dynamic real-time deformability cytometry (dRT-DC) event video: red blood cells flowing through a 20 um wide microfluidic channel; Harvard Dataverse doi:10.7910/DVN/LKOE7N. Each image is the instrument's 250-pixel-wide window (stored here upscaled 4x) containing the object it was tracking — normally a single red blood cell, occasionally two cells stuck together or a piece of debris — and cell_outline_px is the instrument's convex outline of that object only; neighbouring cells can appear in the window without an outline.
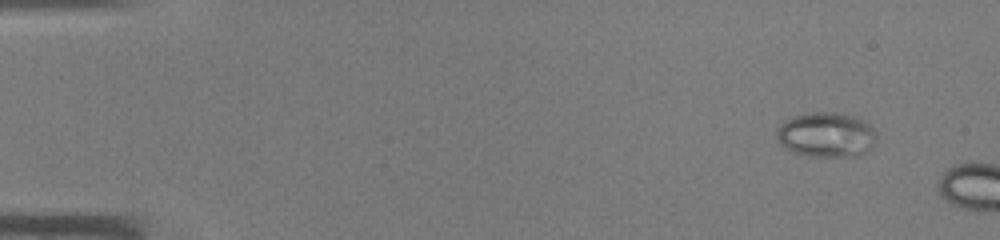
{"species": "common noctule bat (a hibernating species)", "species_latin": "Nyctalus noctula", "temperature_condition": "warm", "stored_images_in_passage": 4, "camera_frame_rate_fps": 3000, "um_per_image_px": 0.085, "animal": {"sex": "male", "body_mass_g": 19.0, "forearm_length_mm": 50.8}, "frame": {"image": 1, "passage_image": 1, "time_ms": 0.0, "image_size_px": [1000, 240], "cell_outline_px": [[876, 144], [860, 156], [812, 156], [796, 152], [780, 144], [776, 140], [776, 132], [780, 124], [784, 120], [796, 116], [812, 112], [840, 112], [856, 116], [864, 120], [876, 132]], "centroid_in_image_um": [70.27, 11.44], "position_along_channel_um": 14.7, "area_um2": 26.24}}